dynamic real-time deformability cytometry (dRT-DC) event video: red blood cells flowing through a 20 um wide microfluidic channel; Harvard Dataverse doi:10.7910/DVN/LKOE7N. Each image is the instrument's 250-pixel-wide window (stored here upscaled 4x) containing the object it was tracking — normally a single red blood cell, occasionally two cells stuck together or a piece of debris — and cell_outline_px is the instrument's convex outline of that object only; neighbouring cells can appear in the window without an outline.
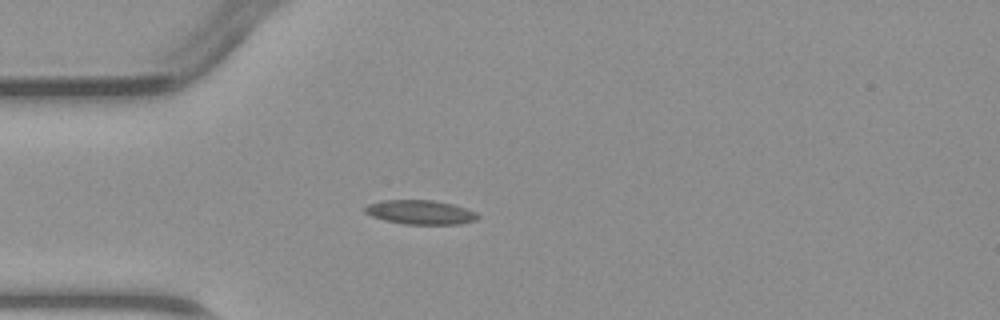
{"species": "common noctule bat (a hibernating species)", "species_latin": "Nyctalus noctula", "temperature_condition": "warm", "stored_images_in_passage": 3, "camera_frame_rate_fps": 3000, "um_per_image_px": 0.085, "animal": {"sex": "male", "body_mass_g": 23.1, "forearm_length_mm": 52.7}, "frame": {"image": 1, "passage_image": 3, "time_ms": 2.333, "image_size_px": [1000, 320], "cell_outline_px": [[480, 216], [476, 220], [460, 224], [404, 224], [384, 220], [372, 216], [364, 212], [364, 208], [368, 204], [384, 200], [432, 200], [452, 204], [476, 212]], "centroid_in_image_um": [35.73, 18.04], "position_along_channel_um": 49.3, "area_um2": 15.84}}